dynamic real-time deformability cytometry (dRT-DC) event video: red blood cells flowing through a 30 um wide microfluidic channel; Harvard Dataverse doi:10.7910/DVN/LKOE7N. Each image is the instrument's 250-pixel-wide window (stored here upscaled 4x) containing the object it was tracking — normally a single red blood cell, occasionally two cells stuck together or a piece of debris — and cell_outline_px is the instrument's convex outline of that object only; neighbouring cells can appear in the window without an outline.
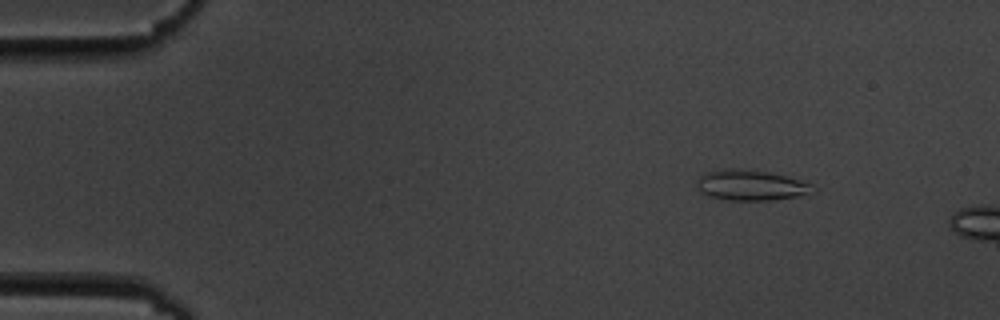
{"species": "common noctule bat (a hibernating species)", "species_latin": "Nyctalus noctula", "temperature_condition": "cold", "stored_images_in_passage": 11, "camera_frame_rate_fps": 3000, "um_per_image_px": 0.085, "animal": {"sex": "male", "body_mass_g": 19.5, "forearm_length_mm": 54.6}, "frame": {"image": 1, "passage_image": 7, "time_ms": 2.0, "image_size_px": [1000, 320], "cell_outline_px": [[816, 192], [808, 196], [772, 200], [724, 200], [700, 192], [696, 184], [696, 180], [704, 172], [728, 168], [732, 168], [768, 172], [800, 180], [812, 184], [816, 188]], "centroid_in_image_um": [63.88, 15.76], "position_along_channel_um": 21.1, "area_um2": 20.92}}